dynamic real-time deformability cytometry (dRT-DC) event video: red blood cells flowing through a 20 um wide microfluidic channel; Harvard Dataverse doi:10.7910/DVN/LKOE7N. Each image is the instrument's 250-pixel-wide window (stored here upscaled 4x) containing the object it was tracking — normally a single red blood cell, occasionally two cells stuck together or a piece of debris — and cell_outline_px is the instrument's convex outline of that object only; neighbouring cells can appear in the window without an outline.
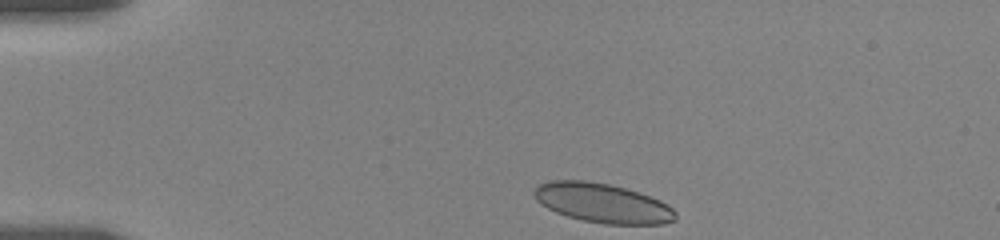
{"species": "human", "species_latin": "Homo sapiens", "temperature_condition": "room temperature", "stored_images_in_passage": 3, "camera_frame_rate_fps": 3000, "um_per_image_px": 0.085, "donor": {"sex": "female"}, "frame": {"image": 1, "passage_image": 1, "time_ms": 0.0, "image_size_px": [1000, 240], "cell_outline_px": [[676, 220], [664, 224], [604, 224], [580, 220], [556, 212], [540, 204], [536, 200], [532, 192], [536, 184], [548, 180], [584, 180], [608, 184], [624, 188], [660, 200], [668, 204], [676, 212]], "centroid_in_image_um": [51.17, 17.26], "position_along_channel_um": 33.8, "area_um2": 32.6}}